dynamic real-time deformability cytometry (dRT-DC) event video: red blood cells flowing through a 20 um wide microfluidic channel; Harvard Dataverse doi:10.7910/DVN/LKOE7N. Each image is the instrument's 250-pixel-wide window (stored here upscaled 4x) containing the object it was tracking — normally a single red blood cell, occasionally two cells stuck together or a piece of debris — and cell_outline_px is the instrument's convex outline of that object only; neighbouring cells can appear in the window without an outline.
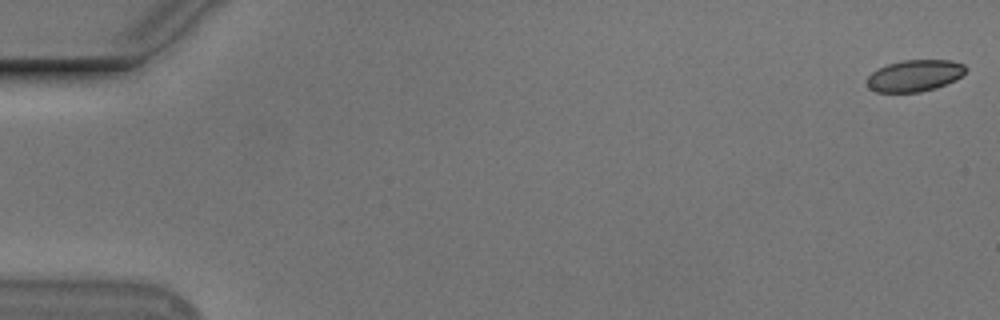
{"species": "Egyptian fruit bat (a non-hibernating species)", "species_latin": "Rousettus aegyptiacus", "temperature_condition": "cold", "stored_images_in_passage": 12, "camera_frame_rate_fps": 3000, "um_per_image_px": 0.085, "animal": {"sex": "male"}, "frame": {"image": 1, "passage_image": 1, "time_ms": 0.0, "image_size_px": [1000, 320], "cell_outline_px": [[968, 68], [956, 80], [936, 88], [920, 92], [876, 92], [868, 88], [868, 76], [872, 72], [888, 64], [900, 60], [952, 60], [964, 64]], "centroid_in_image_um": [77.77, 6.43], "position_along_channel_um": 7.2, "area_um2": 18.21}}